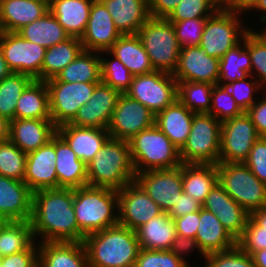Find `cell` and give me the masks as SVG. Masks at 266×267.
<instances>
[{
    "label": "cell",
    "instance_id": "6da1fadb",
    "mask_svg": "<svg viewBox=\"0 0 266 267\" xmlns=\"http://www.w3.org/2000/svg\"><path fill=\"white\" fill-rule=\"evenodd\" d=\"M30 222L38 242H79L73 189L57 188L34 192Z\"/></svg>",
    "mask_w": 266,
    "mask_h": 267
},
{
    "label": "cell",
    "instance_id": "7a4b0ae2",
    "mask_svg": "<svg viewBox=\"0 0 266 267\" xmlns=\"http://www.w3.org/2000/svg\"><path fill=\"white\" fill-rule=\"evenodd\" d=\"M89 267H134L140 251L136 231L117 224L84 238Z\"/></svg>",
    "mask_w": 266,
    "mask_h": 267
},
{
    "label": "cell",
    "instance_id": "3957f363",
    "mask_svg": "<svg viewBox=\"0 0 266 267\" xmlns=\"http://www.w3.org/2000/svg\"><path fill=\"white\" fill-rule=\"evenodd\" d=\"M73 208L79 242H83L88 234L118 224L117 190L90 185L74 188Z\"/></svg>",
    "mask_w": 266,
    "mask_h": 267
},
{
    "label": "cell",
    "instance_id": "277c9868",
    "mask_svg": "<svg viewBox=\"0 0 266 267\" xmlns=\"http://www.w3.org/2000/svg\"><path fill=\"white\" fill-rule=\"evenodd\" d=\"M88 185L120 190L135 181L129 142L109 137L87 164Z\"/></svg>",
    "mask_w": 266,
    "mask_h": 267
},
{
    "label": "cell",
    "instance_id": "5b68a950",
    "mask_svg": "<svg viewBox=\"0 0 266 267\" xmlns=\"http://www.w3.org/2000/svg\"><path fill=\"white\" fill-rule=\"evenodd\" d=\"M128 142L136 174L172 169L182 164L180 150L156 124L134 135Z\"/></svg>",
    "mask_w": 266,
    "mask_h": 267
},
{
    "label": "cell",
    "instance_id": "8992f818",
    "mask_svg": "<svg viewBox=\"0 0 266 267\" xmlns=\"http://www.w3.org/2000/svg\"><path fill=\"white\" fill-rule=\"evenodd\" d=\"M244 14L221 6L207 18L199 47L209 56L221 59L243 41L251 29L243 23Z\"/></svg>",
    "mask_w": 266,
    "mask_h": 267
},
{
    "label": "cell",
    "instance_id": "52a82bcc",
    "mask_svg": "<svg viewBox=\"0 0 266 267\" xmlns=\"http://www.w3.org/2000/svg\"><path fill=\"white\" fill-rule=\"evenodd\" d=\"M137 35L154 70L174 74L178 67L181 47L172 23L165 18L151 17Z\"/></svg>",
    "mask_w": 266,
    "mask_h": 267
},
{
    "label": "cell",
    "instance_id": "ba28073f",
    "mask_svg": "<svg viewBox=\"0 0 266 267\" xmlns=\"http://www.w3.org/2000/svg\"><path fill=\"white\" fill-rule=\"evenodd\" d=\"M218 183L249 213L266 205V184L244 163L217 164Z\"/></svg>",
    "mask_w": 266,
    "mask_h": 267
},
{
    "label": "cell",
    "instance_id": "9c48e42d",
    "mask_svg": "<svg viewBox=\"0 0 266 267\" xmlns=\"http://www.w3.org/2000/svg\"><path fill=\"white\" fill-rule=\"evenodd\" d=\"M222 122L209 113H195L191 131L180 150L182 163L218 164Z\"/></svg>",
    "mask_w": 266,
    "mask_h": 267
},
{
    "label": "cell",
    "instance_id": "30bf717a",
    "mask_svg": "<svg viewBox=\"0 0 266 267\" xmlns=\"http://www.w3.org/2000/svg\"><path fill=\"white\" fill-rule=\"evenodd\" d=\"M125 94L142 103L156 116L178 99V82L173 74L162 71L135 75Z\"/></svg>",
    "mask_w": 266,
    "mask_h": 267
},
{
    "label": "cell",
    "instance_id": "8fae6325",
    "mask_svg": "<svg viewBox=\"0 0 266 267\" xmlns=\"http://www.w3.org/2000/svg\"><path fill=\"white\" fill-rule=\"evenodd\" d=\"M45 82L49 92L50 116L56 127L70 123L79 108L89 101L96 85L100 83H68L55 78Z\"/></svg>",
    "mask_w": 266,
    "mask_h": 267
},
{
    "label": "cell",
    "instance_id": "7c38bea8",
    "mask_svg": "<svg viewBox=\"0 0 266 267\" xmlns=\"http://www.w3.org/2000/svg\"><path fill=\"white\" fill-rule=\"evenodd\" d=\"M0 47L9 69L41 81L46 48L24 39L18 32L0 31Z\"/></svg>",
    "mask_w": 266,
    "mask_h": 267
},
{
    "label": "cell",
    "instance_id": "4fadbf2b",
    "mask_svg": "<svg viewBox=\"0 0 266 267\" xmlns=\"http://www.w3.org/2000/svg\"><path fill=\"white\" fill-rule=\"evenodd\" d=\"M258 139L255 125L246 112L222 122L219 162L244 163Z\"/></svg>",
    "mask_w": 266,
    "mask_h": 267
},
{
    "label": "cell",
    "instance_id": "5bb4252c",
    "mask_svg": "<svg viewBox=\"0 0 266 267\" xmlns=\"http://www.w3.org/2000/svg\"><path fill=\"white\" fill-rule=\"evenodd\" d=\"M155 124V115L142 103L122 93L112 113L107 130L110 137L130 140Z\"/></svg>",
    "mask_w": 266,
    "mask_h": 267
},
{
    "label": "cell",
    "instance_id": "9a60e30c",
    "mask_svg": "<svg viewBox=\"0 0 266 267\" xmlns=\"http://www.w3.org/2000/svg\"><path fill=\"white\" fill-rule=\"evenodd\" d=\"M118 194V224L136 231L163 211L136 182H130Z\"/></svg>",
    "mask_w": 266,
    "mask_h": 267
},
{
    "label": "cell",
    "instance_id": "2e32d148",
    "mask_svg": "<svg viewBox=\"0 0 266 267\" xmlns=\"http://www.w3.org/2000/svg\"><path fill=\"white\" fill-rule=\"evenodd\" d=\"M135 181L163 212H168L183 193L182 164L172 169L137 173Z\"/></svg>",
    "mask_w": 266,
    "mask_h": 267
},
{
    "label": "cell",
    "instance_id": "e0dca14e",
    "mask_svg": "<svg viewBox=\"0 0 266 267\" xmlns=\"http://www.w3.org/2000/svg\"><path fill=\"white\" fill-rule=\"evenodd\" d=\"M121 94L120 91L103 82L98 83L92 97L79 108L76 116L69 124L107 129Z\"/></svg>",
    "mask_w": 266,
    "mask_h": 267
},
{
    "label": "cell",
    "instance_id": "ac0fdd59",
    "mask_svg": "<svg viewBox=\"0 0 266 267\" xmlns=\"http://www.w3.org/2000/svg\"><path fill=\"white\" fill-rule=\"evenodd\" d=\"M220 59L207 55L199 46L182 47L177 70V82H202L216 85L219 78Z\"/></svg>",
    "mask_w": 266,
    "mask_h": 267
},
{
    "label": "cell",
    "instance_id": "d6986e66",
    "mask_svg": "<svg viewBox=\"0 0 266 267\" xmlns=\"http://www.w3.org/2000/svg\"><path fill=\"white\" fill-rule=\"evenodd\" d=\"M121 35L104 4L94 0L85 32L80 38L83 50L98 53L109 51Z\"/></svg>",
    "mask_w": 266,
    "mask_h": 267
},
{
    "label": "cell",
    "instance_id": "ffe728a7",
    "mask_svg": "<svg viewBox=\"0 0 266 267\" xmlns=\"http://www.w3.org/2000/svg\"><path fill=\"white\" fill-rule=\"evenodd\" d=\"M202 208L215 214L236 240L242 236L250 218V213L236 203L219 183L206 196Z\"/></svg>",
    "mask_w": 266,
    "mask_h": 267
},
{
    "label": "cell",
    "instance_id": "44dd1931",
    "mask_svg": "<svg viewBox=\"0 0 266 267\" xmlns=\"http://www.w3.org/2000/svg\"><path fill=\"white\" fill-rule=\"evenodd\" d=\"M55 163L54 135L42 147L27 154L24 182L33 193L44 189H57Z\"/></svg>",
    "mask_w": 266,
    "mask_h": 267
},
{
    "label": "cell",
    "instance_id": "7402d4cb",
    "mask_svg": "<svg viewBox=\"0 0 266 267\" xmlns=\"http://www.w3.org/2000/svg\"><path fill=\"white\" fill-rule=\"evenodd\" d=\"M33 192L24 181L0 175V211L8 221H30Z\"/></svg>",
    "mask_w": 266,
    "mask_h": 267
},
{
    "label": "cell",
    "instance_id": "603a6c76",
    "mask_svg": "<svg viewBox=\"0 0 266 267\" xmlns=\"http://www.w3.org/2000/svg\"><path fill=\"white\" fill-rule=\"evenodd\" d=\"M57 133L51 119H13L8 138L26 154L46 144Z\"/></svg>",
    "mask_w": 266,
    "mask_h": 267
},
{
    "label": "cell",
    "instance_id": "cb8c5ba5",
    "mask_svg": "<svg viewBox=\"0 0 266 267\" xmlns=\"http://www.w3.org/2000/svg\"><path fill=\"white\" fill-rule=\"evenodd\" d=\"M57 133L85 164L94 158L110 137L107 129L79 127L69 123L57 127Z\"/></svg>",
    "mask_w": 266,
    "mask_h": 267
},
{
    "label": "cell",
    "instance_id": "d4e9b609",
    "mask_svg": "<svg viewBox=\"0 0 266 267\" xmlns=\"http://www.w3.org/2000/svg\"><path fill=\"white\" fill-rule=\"evenodd\" d=\"M57 188H79L88 185L87 165L77 158L69 144L55 134Z\"/></svg>",
    "mask_w": 266,
    "mask_h": 267
},
{
    "label": "cell",
    "instance_id": "484cf974",
    "mask_svg": "<svg viewBox=\"0 0 266 267\" xmlns=\"http://www.w3.org/2000/svg\"><path fill=\"white\" fill-rule=\"evenodd\" d=\"M122 35L137 34L151 18L148 0H100Z\"/></svg>",
    "mask_w": 266,
    "mask_h": 267
},
{
    "label": "cell",
    "instance_id": "4316f807",
    "mask_svg": "<svg viewBox=\"0 0 266 267\" xmlns=\"http://www.w3.org/2000/svg\"><path fill=\"white\" fill-rule=\"evenodd\" d=\"M38 267H89L83 242H38Z\"/></svg>",
    "mask_w": 266,
    "mask_h": 267
},
{
    "label": "cell",
    "instance_id": "83f0119b",
    "mask_svg": "<svg viewBox=\"0 0 266 267\" xmlns=\"http://www.w3.org/2000/svg\"><path fill=\"white\" fill-rule=\"evenodd\" d=\"M195 239L202 253L227 251L237 245V240L223 227L215 214L201 208Z\"/></svg>",
    "mask_w": 266,
    "mask_h": 267
},
{
    "label": "cell",
    "instance_id": "f1b7e54d",
    "mask_svg": "<svg viewBox=\"0 0 266 267\" xmlns=\"http://www.w3.org/2000/svg\"><path fill=\"white\" fill-rule=\"evenodd\" d=\"M47 11L48 7L36 0H0V31L18 32Z\"/></svg>",
    "mask_w": 266,
    "mask_h": 267
},
{
    "label": "cell",
    "instance_id": "f546056e",
    "mask_svg": "<svg viewBox=\"0 0 266 267\" xmlns=\"http://www.w3.org/2000/svg\"><path fill=\"white\" fill-rule=\"evenodd\" d=\"M194 114L177 99L155 116V124L181 150L191 131Z\"/></svg>",
    "mask_w": 266,
    "mask_h": 267
},
{
    "label": "cell",
    "instance_id": "4dcf8cb0",
    "mask_svg": "<svg viewBox=\"0 0 266 267\" xmlns=\"http://www.w3.org/2000/svg\"><path fill=\"white\" fill-rule=\"evenodd\" d=\"M94 0H55L48 8L70 37L81 38Z\"/></svg>",
    "mask_w": 266,
    "mask_h": 267
},
{
    "label": "cell",
    "instance_id": "1f68e13d",
    "mask_svg": "<svg viewBox=\"0 0 266 267\" xmlns=\"http://www.w3.org/2000/svg\"><path fill=\"white\" fill-rule=\"evenodd\" d=\"M183 192L201 205L218 183L217 164L182 163Z\"/></svg>",
    "mask_w": 266,
    "mask_h": 267
},
{
    "label": "cell",
    "instance_id": "d6a6232c",
    "mask_svg": "<svg viewBox=\"0 0 266 267\" xmlns=\"http://www.w3.org/2000/svg\"><path fill=\"white\" fill-rule=\"evenodd\" d=\"M109 51L125 65L133 76L155 71L137 34L121 35Z\"/></svg>",
    "mask_w": 266,
    "mask_h": 267
},
{
    "label": "cell",
    "instance_id": "836d02e7",
    "mask_svg": "<svg viewBox=\"0 0 266 267\" xmlns=\"http://www.w3.org/2000/svg\"><path fill=\"white\" fill-rule=\"evenodd\" d=\"M140 249L169 250L177 236L175 223L167 212H162L136 230Z\"/></svg>",
    "mask_w": 266,
    "mask_h": 267
},
{
    "label": "cell",
    "instance_id": "e575fe53",
    "mask_svg": "<svg viewBox=\"0 0 266 267\" xmlns=\"http://www.w3.org/2000/svg\"><path fill=\"white\" fill-rule=\"evenodd\" d=\"M15 119H51L45 81L33 80L25 88L17 101Z\"/></svg>",
    "mask_w": 266,
    "mask_h": 267
},
{
    "label": "cell",
    "instance_id": "d590c367",
    "mask_svg": "<svg viewBox=\"0 0 266 267\" xmlns=\"http://www.w3.org/2000/svg\"><path fill=\"white\" fill-rule=\"evenodd\" d=\"M18 33L24 39L43 46L46 49L70 37L50 11H47L36 21L24 26Z\"/></svg>",
    "mask_w": 266,
    "mask_h": 267
},
{
    "label": "cell",
    "instance_id": "8d00e7d4",
    "mask_svg": "<svg viewBox=\"0 0 266 267\" xmlns=\"http://www.w3.org/2000/svg\"><path fill=\"white\" fill-rule=\"evenodd\" d=\"M82 51L81 40L76 37H69L65 41L47 48L41 68V81L55 78Z\"/></svg>",
    "mask_w": 266,
    "mask_h": 267
},
{
    "label": "cell",
    "instance_id": "74e56055",
    "mask_svg": "<svg viewBox=\"0 0 266 267\" xmlns=\"http://www.w3.org/2000/svg\"><path fill=\"white\" fill-rule=\"evenodd\" d=\"M55 79L68 83L101 82L100 53L83 50Z\"/></svg>",
    "mask_w": 266,
    "mask_h": 267
},
{
    "label": "cell",
    "instance_id": "f35d334b",
    "mask_svg": "<svg viewBox=\"0 0 266 267\" xmlns=\"http://www.w3.org/2000/svg\"><path fill=\"white\" fill-rule=\"evenodd\" d=\"M251 57L246 48V35L243 41L236 47L229 50L221 59L219 64L218 84H226L243 80L250 75Z\"/></svg>",
    "mask_w": 266,
    "mask_h": 267
},
{
    "label": "cell",
    "instance_id": "ab89813d",
    "mask_svg": "<svg viewBox=\"0 0 266 267\" xmlns=\"http://www.w3.org/2000/svg\"><path fill=\"white\" fill-rule=\"evenodd\" d=\"M35 243L30 221H9L0 226V257L29 250Z\"/></svg>",
    "mask_w": 266,
    "mask_h": 267
},
{
    "label": "cell",
    "instance_id": "60d3db41",
    "mask_svg": "<svg viewBox=\"0 0 266 267\" xmlns=\"http://www.w3.org/2000/svg\"><path fill=\"white\" fill-rule=\"evenodd\" d=\"M32 81L30 76L14 72L0 81V115L7 121L15 119L17 101Z\"/></svg>",
    "mask_w": 266,
    "mask_h": 267
},
{
    "label": "cell",
    "instance_id": "b9f144b4",
    "mask_svg": "<svg viewBox=\"0 0 266 267\" xmlns=\"http://www.w3.org/2000/svg\"><path fill=\"white\" fill-rule=\"evenodd\" d=\"M237 245L247 254L266 248V205L250 212V218Z\"/></svg>",
    "mask_w": 266,
    "mask_h": 267
},
{
    "label": "cell",
    "instance_id": "7bdbcfd3",
    "mask_svg": "<svg viewBox=\"0 0 266 267\" xmlns=\"http://www.w3.org/2000/svg\"><path fill=\"white\" fill-rule=\"evenodd\" d=\"M213 86L202 82H178V100L194 113H208Z\"/></svg>",
    "mask_w": 266,
    "mask_h": 267
},
{
    "label": "cell",
    "instance_id": "ee69618b",
    "mask_svg": "<svg viewBox=\"0 0 266 267\" xmlns=\"http://www.w3.org/2000/svg\"><path fill=\"white\" fill-rule=\"evenodd\" d=\"M100 59L101 82L125 93L131 86L133 75L110 51L100 52Z\"/></svg>",
    "mask_w": 266,
    "mask_h": 267
},
{
    "label": "cell",
    "instance_id": "f6af8a7d",
    "mask_svg": "<svg viewBox=\"0 0 266 267\" xmlns=\"http://www.w3.org/2000/svg\"><path fill=\"white\" fill-rule=\"evenodd\" d=\"M27 154L9 138L0 141V175L24 181Z\"/></svg>",
    "mask_w": 266,
    "mask_h": 267
},
{
    "label": "cell",
    "instance_id": "bcb514c9",
    "mask_svg": "<svg viewBox=\"0 0 266 267\" xmlns=\"http://www.w3.org/2000/svg\"><path fill=\"white\" fill-rule=\"evenodd\" d=\"M208 113L218 121L224 122L243 114L244 111L235 102L226 86L216 84L212 88L211 107Z\"/></svg>",
    "mask_w": 266,
    "mask_h": 267
},
{
    "label": "cell",
    "instance_id": "7dc6e473",
    "mask_svg": "<svg viewBox=\"0 0 266 267\" xmlns=\"http://www.w3.org/2000/svg\"><path fill=\"white\" fill-rule=\"evenodd\" d=\"M246 33V48L249 50L251 57L252 75L266 90V43L255 32L254 28Z\"/></svg>",
    "mask_w": 266,
    "mask_h": 267
},
{
    "label": "cell",
    "instance_id": "c3c4849f",
    "mask_svg": "<svg viewBox=\"0 0 266 267\" xmlns=\"http://www.w3.org/2000/svg\"><path fill=\"white\" fill-rule=\"evenodd\" d=\"M220 7L221 5L216 0H181L167 19L169 21H183L195 18H208Z\"/></svg>",
    "mask_w": 266,
    "mask_h": 267
},
{
    "label": "cell",
    "instance_id": "681fc988",
    "mask_svg": "<svg viewBox=\"0 0 266 267\" xmlns=\"http://www.w3.org/2000/svg\"><path fill=\"white\" fill-rule=\"evenodd\" d=\"M233 96L238 106L246 112L255 102L259 99L258 95H261L263 88L259 82L249 75L243 80H237L225 85ZM259 94L256 96V93ZM258 97V98H257Z\"/></svg>",
    "mask_w": 266,
    "mask_h": 267
},
{
    "label": "cell",
    "instance_id": "f907efd6",
    "mask_svg": "<svg viewBox=\"0 0 266 267\" xmlns=\"http://www.w3.org/2000/svg\"><path fill=\"white\" fill-rule=\"evenodd\" d=\"M204 260L200 267H255L251 255L238 245L227 251L208 254Z\"/></svg>",
    "mask_w": 266,
    "mask_h": 267
},
{
    "label": "cell",
    "instance_id": "816d5d0a",
    "mask_svg": "<svg viewBox=\"0 0 266 267\" xmlns=\"http://www.w3.org/2000/svg\"><path fill=\"white\" fill-rule=\"evenodd\" d=\"M207 18L170 21L180 47L199 46Z\"/></svg>",
    "mask_w": 266,
    "mask_h": 267
},
{
    "label": "cell",
    "instance_id": "f5cc1de1",
    "mask_svg": "<svg viewBox=\"0 0 266 267\" xmlns=\"http://www.w3.org/2000/svg\"><path fill=\"white\" fill-rule=\"evenodd\" d=\"M134 267H190L170 250L140 249Z\"/></svg>",
    "mask_w": 266,
    "mask_h": 267
},
{
    "label": "cell",
    "instance_id": "db71d44e",
    "mask_svg": "<svg viewBox=\"0 0 266 267\" xmlns=\"http://www.w3.org/2000/svg\"><path fill=\"white\" fill-rule=\"evenodd\" d=\"M244 164L264 184H266V138H261L253 144Z\"/></svg>",
    "mask_w": 266,
    "mask_h": 267
},
{
    "label": "cell",
    "instance_id": "11a10c76",
    "mask_svg": "<svg viewBox=\"0 0 266 267\" xmlns=\"http://www.w3.org/2000/svg\"><path fill=\"white\" fill-rule=\"evenodd\" d=\"M39 246L36 242L29 250L0 257L1 267H38Z\"/></svg>",
    "mask_w": 266,
    "mask_h": 267
},
{
    "label": "cell",
    "instance_id": "9f6ffc18",
    "mask_svg": "<svg viewBox=\"0 0 266 267\" xmlns=\"http://www.w3.org/2000/svg\"><path fill=\"white\" fill-rule=\"evenodd\" d=\"M195 249V252H199V256L201 255L203 259H205V255L202 253L201 249L198 246L197 240L192 237H184L181 235L176 236V238L173 240L172 245L170 247V251L175 254L178 258L182 259L185 263H187L190 267H194L193 263L189 262L190 256L188 254H191L190 252H193ZM198 250V251H197ZM188 256V257H186Z\"/></svg>",
    "mask_w": 266,
    "mask_h": 267
},
{
    "label": "cell",
    "instance_id": "6f0895ef",
    "mask_svg": "<svg viewBox=\"0 0 266 267\" xmlns=\"http://www.w3.org/2000/svg\"><path fill=\"white\" fill-rule=\"evenodd\" d=\"M246 113L250 116L252 123L255 125L259 137L266 138V90L262 92V96H259V100H257Z\"/></svg>",
    "mask_w": 266,
    "mask_h": 267
},
{
    "label": "cell",
    "instance_id": "680465c9",
    "mask_svg": "<svg viewBox=\"0 0 266 267\" xmlns=\"http://www.w3.org/2000/svg\"><path fill=\"white\" fill-rule=\"evenodd\" d=\"M173 221L178 235L195 238L199 224V211L174 218Z\"/></svg>",
    "mask_w": 266,
    "mask_h": 267
},
{
    "label": "cell",
    "instance_id": "91938a15",
    "mask_svg": "<svg viewBox=\"0 0 266 267\" xmlns=\"http://www.w3.org/2000/svg\"><path fill=\"white\" fill-rule=\"evenodd\" d=\"M202 205L196 201L191 195H187L184 192L179 196L174 206L167 212L168 215L174 219L188 213L199 211Z\"/></svg>",
    "mask_w": 266,
    "mask_h": 267
},
{
    "label": "cell",
    "instance_id": "94428289",
    "mask_svg": "<svg viewBox=\"0 0 266 267\" xmlns=\"http://www.w3.org/2000/svg\"><path fill=\"white\" fill-rule=\"evenodd\" d=\"M181 0H148L149 12L153 18L167 19Z\"/></svg>",
    "mask_w": 266,
    "mask_h": 267
},
{
    "label": "cell",
    "instance_id": "6125c7cd",
    "mask_svg": "<svg viewBox=\"0 0 266 267\" xmlns=\"http://www.w3.org/2000/svg\"><path fill=\"white\" fill-rule=\"evenodd\" d=\"M259 0H232L226 7L237 13L245 15L249 12Z\"/></svg>",
    "mask_w": 266,
    "mask_h": 267
},
{
    "label": "cell",
    "instance_id": "be15d7a7",
    "mask_svg": "<svg viewBox=\"0 0 266 267\" xmlns=\"http://www.w3.org/2000/svg\"><path fill=\"white\" fill-rule=\"evenodd\" d=\"M258 13V23L261 24L262 22L266 21V0H259L255 6L250 10V12ZM261 13V14H260Z\"/></svg>",
    "mask_w": 266,
    "mask_h": 267
},
{
    "label": "cell",
    "instance_id": "e7e4bbea",
    "mask_svg": "<svg viewBox=\"0 0 266 267\" xmlns=\"http://www.w3.org/2000/svg\"><path fill=\"white\" fill-rule=\"evenodd\" d=\"M255 267H266V248L251 254Z\"/></svg>",
    "mask_w": 266,
    "mask_h": 267
},
{
    "label": "cell",
    "instance_id": "03108f58",
    "mask_svg": "<svg viewBox=\"0 0 266 267\" xmlns=\"http://www.w3.org/2000/svg\"><path fill=\"white\" fill-rule=\"evenodd\" d=\"M11 73L12 71L9 69L0 47V81L3 80L5 77H8Z\"/></svg>",
    "mask_w": 266,
    "mask_h": 267
},
{
    "label": "cell",
    "instance_id": "003e7915",
    "mask_svg": "<svg viewBox=\"0 0 266 267\" xmlns=\"http://www.w3.org/2000/svg\"><path fill=\"white\" fill-rule=\"evenodd\" d=\"M9 121L0 115V141L8 139Z\"/></svg>",
    "mask_w": 266,
    "mask_h": 267
},
{
    "label": "cell",
    "instance_id": "a7ac6f4b",
    "mask_svg": "<svg viewBox=\"0 0 266 267\" xmlns=\"http://www.w3.org/2000/svg\"><path fill=\"white\" fill-rule=\"evenodd\" d=\"M262 24L263 25H261L263 28H261V27H258V28H260V30L259 29H254V32L261 38V39H263L264 40V42L266 43V25H264V24H266V21H264V22H262ZM265 27V28H264ZM258 30V31H257Z\"/></svg>",
    "mask_w": 266,
    "mask_h": 267
},
{
    "label": "cell",
    "instance_id": "89a4df30",
    "mask_svg": "<svg viewBox=\"0 0 266 267\" xmlns=\"http://www.w3.org/2000/svg\"><path fill=\"white\" fill-rule=\"evenodd\" d=\"M40 3H43L45 6H47L48 8L51 6V4L55 1V0H36Z\"/></svg>",
    "mask_w": 266,
    "mask_h": 267
},
{
    "label": "cell",
    "instance_id": "2644e50d",
    "mask_svg": "<svg viewBox=\"0 0 266 267\" xmlns=\"http://www.w3.org/2000/svg\"><path fill=\"white\" fill-rule=\"evenodd\" d=\"M9 221L4 217V215L2 214V212L0 211V226H3L5 224H7Z\"/></svg>",
    "mask_w": 266,
    "mask_h": 267
},
{
    "label": "cell",
    "instance_id": "8c879c8a",
    "mask_svg": "<svg viewBox=\"0 0 266 267\" xmlns=\"http://www.w3.org/2000/svg\"><path fill=\"white\" fill-rule=\"evenodd\" d=\"M221 6L226 7L232 0H216Z\"/></svg>",
    "mask_w": 266,
    "mask_h": 267
}]
</instances>
